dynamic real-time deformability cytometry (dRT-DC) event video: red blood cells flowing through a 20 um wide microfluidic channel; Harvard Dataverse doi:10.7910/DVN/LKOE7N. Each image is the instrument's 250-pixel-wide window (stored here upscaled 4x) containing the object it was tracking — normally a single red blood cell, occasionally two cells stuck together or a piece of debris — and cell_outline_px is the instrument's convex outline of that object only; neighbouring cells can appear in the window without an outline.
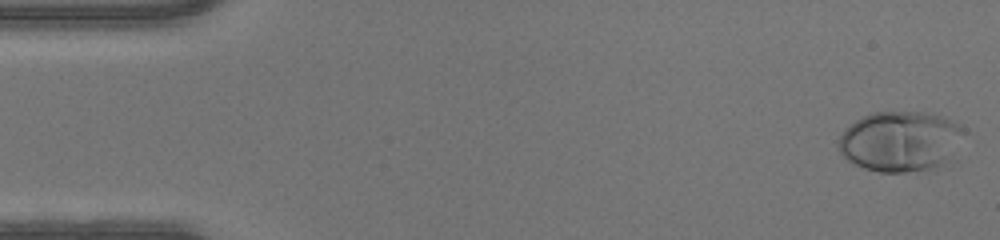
{"species": "human", "species_latin": "Homo sapiens", "temperature_condition": "warm", "stored_images_in_passage": 47, "camera_frame_rate_fps": 3000, "um_per_image_px": 0.085, "donor": {"sex": "male"}, "frame": {"image": 1, "passage_image": 1, "time_ms": 0.0, "image_size_px": [1000, 240], "cell_outline_px": [[968, 132], [944, 160], [928, 168], [904, 172], [880, 172], [864, 168], [848, 160], [840, 152], [836, 140], [856, 120], [872, 112], [920, 112], [940, 116], [960, 124]], "centroid_in_image_um": [76.49, 11.98], "position_along_channel_um": 8.5, "area_um2": 43.18}}
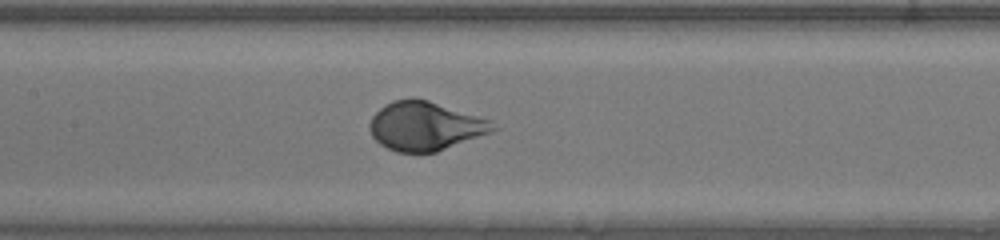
{"frame": {"image": 2, "passage_image": 22, "time_ms": 7.0, "image_size_px": [1000, 240], "cell_outline_px": [[500, 128], [436, 152], [396, 152], [380, 144], [372, 136], [368, 128], [368, 124], [372, 116], [384, 104], [392, 100], [412, 96], [428, 100], [488, 120]], "centroid_in_image_um": [36.06, 10.7], "position_along_channel_um": 171.3, "area_um2": 34.85}}
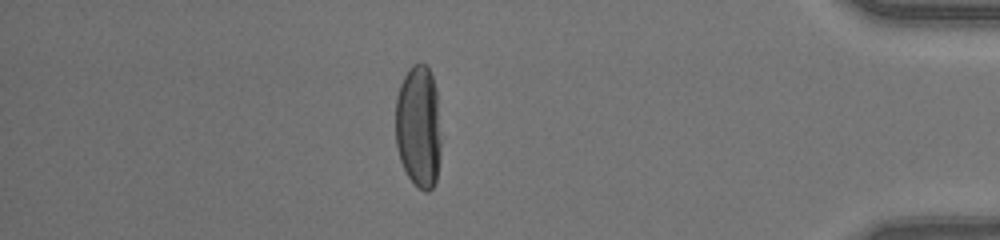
{"frame": {"image": 3, "passage_image": 41, "time_ms": 13.333, "image_size_px": [1000, 240], "cell_outline_px": [[440, 156], [436, 180], [432, 188], [428, 192], [424, 192], [408, 176], [400, 160], [396, 144], [396, 96], [400, 84], [408, 68], [412, 64], [428, 64], [436, 88], [440, 140]], "centroid_in_image_um": [35.57, 10.73], "position_along_channel_um": 399.6, "area_um2": 32.6}}